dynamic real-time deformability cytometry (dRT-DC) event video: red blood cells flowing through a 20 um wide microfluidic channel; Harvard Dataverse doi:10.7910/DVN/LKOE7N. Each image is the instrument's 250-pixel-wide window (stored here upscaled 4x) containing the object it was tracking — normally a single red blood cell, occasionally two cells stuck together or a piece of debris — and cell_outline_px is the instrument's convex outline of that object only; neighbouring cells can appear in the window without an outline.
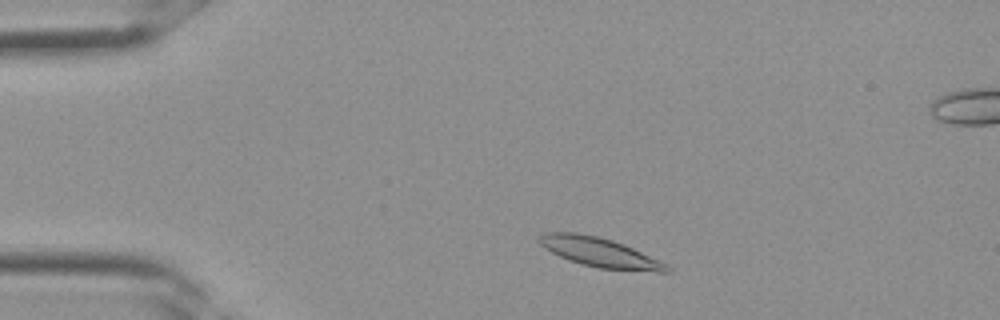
{"species": "Egyptian fruit bat (a non-hibernating species)", "species_latin": "Rousettus aegyptiacus", "temperature_condition": "room temperature", "stored_images_in_passage": 2, "camera_frame_rate_fps": 3000, "um_per_image_px": 0.085, "frame": {"image": 1, "passage_image": 1, "time_ms": 0.0, "image_size_px": [1000, 320], "cell_outline_px": [[672, 272], [656, 272], [600, 268], [580, 264], [568, 260], [544, 248], [536, 240], [544, 232], [576, 232], [596, 236], [612, 240], [624, 244], [668, 264], [672, 268]], "centroid_in_image_um": [50.99, 21.46], "position_along_channel_um": 34.0, "area_um2": 21.96}}